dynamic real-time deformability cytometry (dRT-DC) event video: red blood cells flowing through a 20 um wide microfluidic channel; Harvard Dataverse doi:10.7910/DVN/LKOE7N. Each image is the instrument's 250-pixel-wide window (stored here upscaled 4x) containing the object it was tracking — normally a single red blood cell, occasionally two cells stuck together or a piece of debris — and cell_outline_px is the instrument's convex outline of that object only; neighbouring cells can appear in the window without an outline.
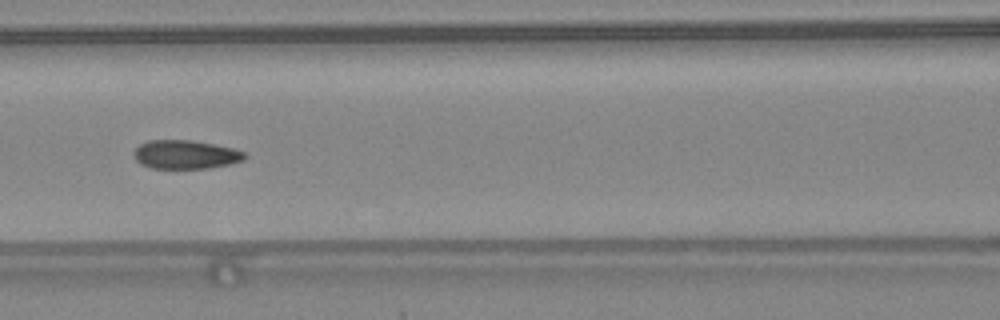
{"species": "common noctule bat (a hibernating species)", "species_latin": "Nyctalus noctula", "temperature_condition": "warm", "stored_images_in_passage": 47, "camera_frame_rate_fps": 3000, "um_per_image_px": 0.085, "animal": {"sex": "female", "body_mass_g": 24.6, "forearm_length_mm": 56.2}, "frame": {"image": 1, "passage_image": 21, "time_ms": 6.667, "image_size_px": [1000, 320], "cell_outline_px": [[248, 156], [244, 160], [228, 164], [208, 168], [152, 168], [140, 164], [136, 160], [132, 152], [140, 144], [148, 140], [192, 140], [232, 148], [244, 152]], "centroid_in_image_um": [15.74, 13.13], "position_along_channel_um": 150.9, "area_um2": 18.5}, "authors_computed_cell_mechanics": {"area_um2": 18.6694, "velocity_mm_per_s": 4.3715, "shape_relaxation_time_tau1_ms": null, "shape_relaxation_time_tau2_ms": 1.2282, "deformation_change_tau1": null, "deformation_change_tau2": 0.0662}}